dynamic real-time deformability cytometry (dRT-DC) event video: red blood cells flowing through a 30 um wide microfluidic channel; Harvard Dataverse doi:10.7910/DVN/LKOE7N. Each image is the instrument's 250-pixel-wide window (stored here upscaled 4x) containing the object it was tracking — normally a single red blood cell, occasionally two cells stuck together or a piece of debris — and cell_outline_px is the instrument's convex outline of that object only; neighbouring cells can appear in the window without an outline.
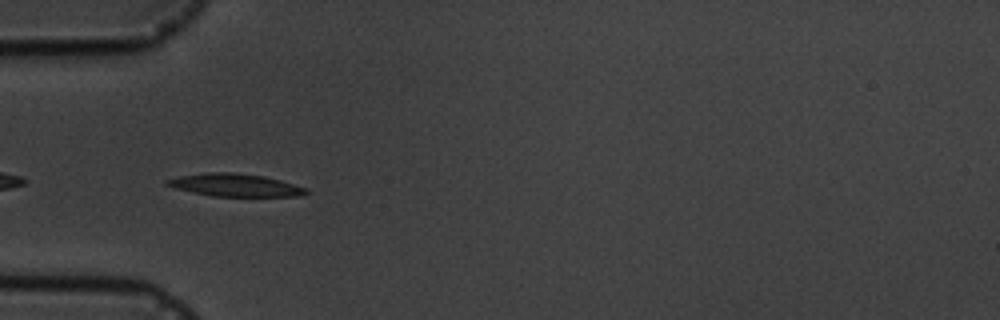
{"species": "common noctule bat (a hibernating species)", "species_latin": "Nyctalus noctula", "temperature_condition": "cold", "stored_images_in_passage": 6, "camera_frame_rate_fps": 3000, "um_per_image_px": 0.085, "animal": {"sex": "male", "body_mass_g": 19.5, "forearm_length_mm": 54.6}, "frame": {"image": 1, "passage_image": 5, "time_ms": 5.333, "image_size_px": [1000, 320], "cell_outline_px": [[308, 192], [300, 196], [212, 196], [192, 192], [176, 188], [164, 184], [164, 180], [180, 176], [208, 172], [232, 172], [264, 176], [280, 180], [308, 188]], "centroid_in_image_um": [19.98, 15.73], "position_along_channel_um": 65.0, "area_um2": 18.32}}
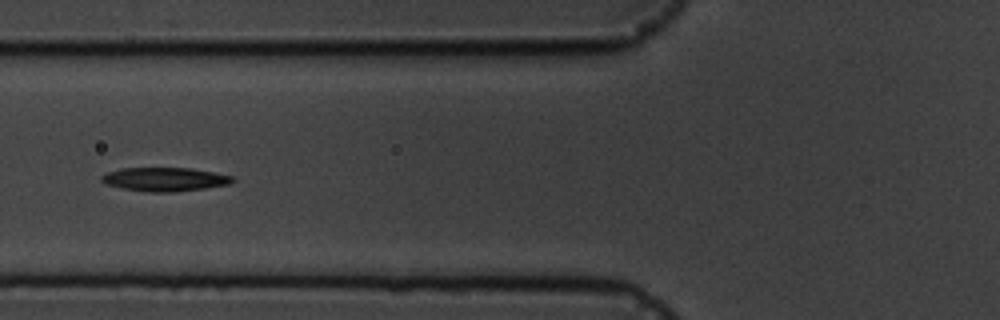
{"frame": {"image": 2, "passage_image": 6, "time_ms": 6.667, "image_size_px": [1000, 320], "cell_outline_px": [[236, 180], [232, 184], [176, 192], [152, 192], [124, 188], [108, 184], [100, 180], [100, 176], [108, 172], [120, 168], [192, 168], [232, 176]], "centroid_in_image_um": [14.04, 15.23], "position_along_channel_um": 111.8, "area_um2": 18.03}}